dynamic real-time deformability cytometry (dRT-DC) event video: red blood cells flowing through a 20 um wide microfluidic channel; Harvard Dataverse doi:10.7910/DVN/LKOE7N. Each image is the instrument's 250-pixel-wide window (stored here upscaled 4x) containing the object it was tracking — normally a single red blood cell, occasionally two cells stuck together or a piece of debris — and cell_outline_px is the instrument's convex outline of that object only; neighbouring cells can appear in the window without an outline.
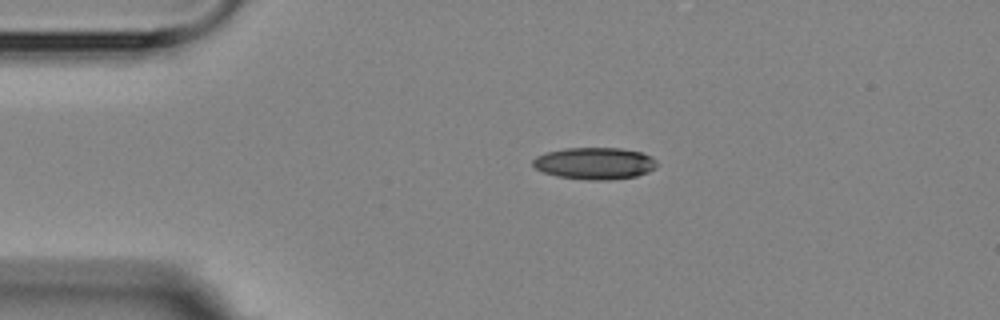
{"species": "Egyptian fruit bat (a non-hibernating species)", "species_latin": "Rousettus aegyptiacus", "temperature_condition": "room temperature", "stored_images_in_passage": 3, "segment_of_instrument_passage": [1, 2], "camera_frame_rate_fps": 3000, "um_per_image_px": 0.085, "animal": {"sex": "female"}, "frame": {"image": 1, "passage_image": 1, "time_ms": 0.0, "image_size_px": [1000, 320], "cell_outline_px": [[660, 164], [656, 168], [648, 172], [636, 176], [608, 180], [588, 180], [556, 176], [544, 172], [536, 168], [532, 164], [532, 160], [536, 156], [548, 152], [564, 148], [620, 148], [640, 152], [652, 156]], "centroid_in_image_um": [50.58, 13.88], "position_along_channel_um": 34.4, "area_um2": 23.18}}